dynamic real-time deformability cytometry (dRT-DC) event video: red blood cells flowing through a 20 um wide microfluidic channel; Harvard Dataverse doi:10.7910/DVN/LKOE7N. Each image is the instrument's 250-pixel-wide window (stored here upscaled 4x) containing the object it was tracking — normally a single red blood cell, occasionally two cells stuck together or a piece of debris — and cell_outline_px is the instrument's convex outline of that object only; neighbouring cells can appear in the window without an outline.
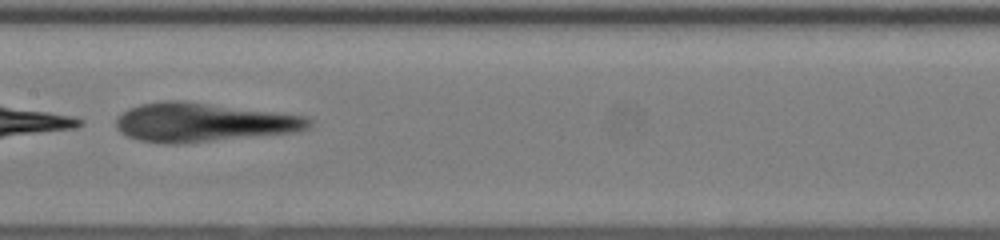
{"species": "human", "species_latin": "Homo sapiens", "temperature_condition": "room temperature", "stored_images_in_passage": 42, "camera_frame_rate_fps": 3000, "um_per_image_px": 0.085, "donor": {"sex": "female"}, "frame": {"image": 1, "passage_image": 18, "time_ms": 5.667, "image_size_px": [1000, 240], "cell_outline_px": [[312, 124], [308, 128], [300, 132], [176, 144], [168, 144], [140, 140], [128, 136], [120, 132], [116, 128], [116, 120], [128, 108], [140, 104], [164, 100], [180, 100], [308, 116], [312, 120]], "centroid_in_image_um": [17.3, 10.4], "position_along_channel_um": 190.1, "area_um2": 43.7}}
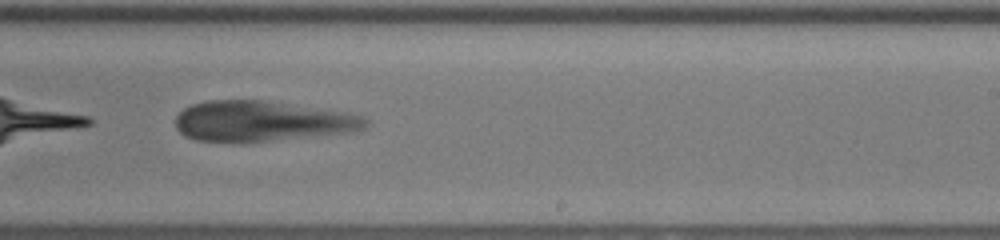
{"frame": {"image": 2, "passage_image": 24, "time_ms": 7.667, "image_size_px": [1000, 240], "cell_outline_px": [[368, 124], [364, 128], [344, 132], [244, 144], [232, 144], [196, 140], [184, 136], [176, 128], [176, 116], [184, 108], [192, 104], [208, 100], [264, 100], [340, 112], [360, 116], [368, 120]], "centroid_in_image_um": [22.12, 10.33], "position_along_channel_um": 266.9, "area_um2": 44.8}}
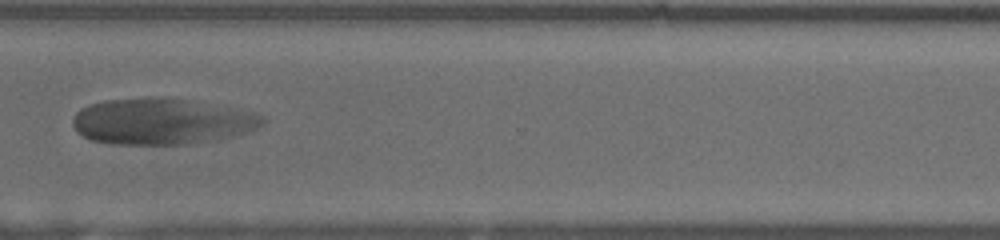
{"frame": {"image": 3, "passage_image": 31, "time_ms": 10.0, "image_size_px": [1000, 240], "cell_outline_px": [[268, 120], [264, 124], [248, 132], [236, 136], [220, 140], [188, 144], [112, 144], [92, 140], [76, 132], [72, 124], [72, 120], [76, 112], [80, 108], [104, 100], [160, 96], [260, 112]], "centroid_in_image_um": [13.81, 10.32], "position_along_channel_um": 356.8, "area_um2": 51.67}}